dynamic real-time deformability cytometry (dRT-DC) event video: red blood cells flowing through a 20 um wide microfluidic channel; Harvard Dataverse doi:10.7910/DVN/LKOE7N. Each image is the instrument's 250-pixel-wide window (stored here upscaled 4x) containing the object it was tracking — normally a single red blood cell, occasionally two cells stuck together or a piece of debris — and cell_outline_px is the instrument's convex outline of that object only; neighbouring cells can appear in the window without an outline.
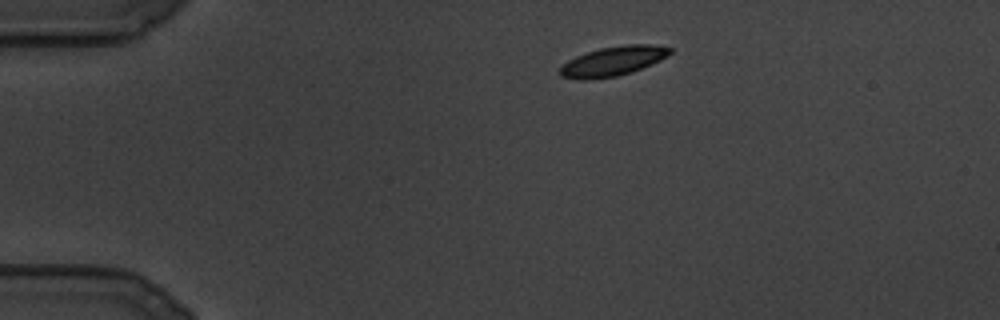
{"species": "common noctule bat (a hibernating species)", "species_latin": "Nyctalus noctula", "temperature_condition": "cold", "stored_images_in_passage": 91, "camera_frame_rate_fps": 3000, "um_per_image_px": 0.085, "animal": {"sex": "male", "body_mass_g": 19.5, "forearm_length_mm": 54.6}, "frame": {"image": 1, "passage_image": 1, "time_ms": 0.0, "image_size_px": [1000, 320], "cell_outline_px": [[672, 52], [668, 56], [660, 60], [640, 68], [616, 76], [588, 80], [580, 80], [560, 76], [560, 68], [568, 60], [576, 56], [600, 48], [624, 44], [652, 44], [672, 48]], "centroid_in_image_um": [52.1, 5.19], "position_along_channel_um": 32.9, "area_um2": 18.73}}
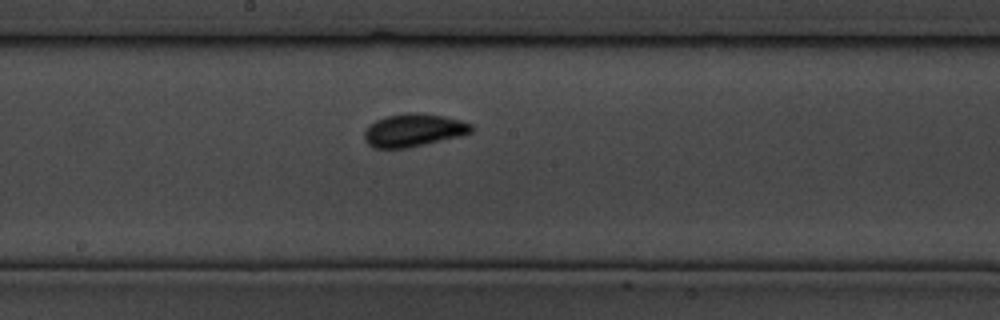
{"frame": {"image": 2, "passage_image": 40, "time_ms": 13.0, "image_size_px": [1000, 320], "cell_outline_px": [[472, 132], [460, 136], [408, 148], [372, 148], [364, 140], [364, 132], [376, 120], [384, 116], [408, 112], [420, 112], [444, 116], [460, 120], [472, 124]], "centroid_in_image_um": [35.15, 11.06], "position_along_channel_um": 213.1, "area_um2": 20.58}}
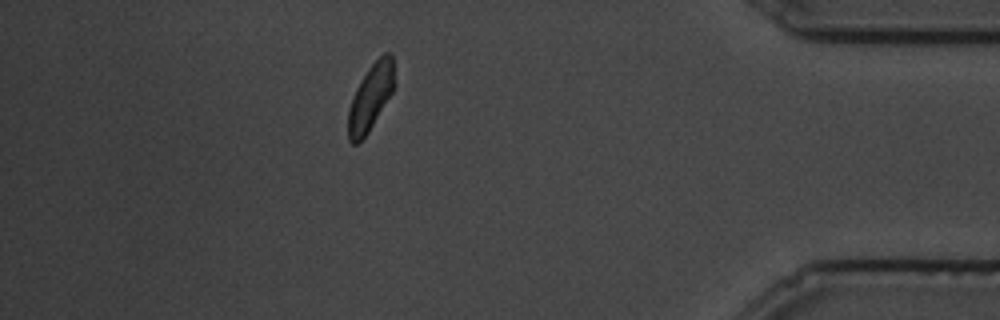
{"frame": {"image": 3, "passage_image": 78, "time_ms": 25.667, "image_size_px": [1000, 320], "cell_outline_px": [[396, 84], [392, 92], [368, 132], [356, 144], [352, 144], [348, 140], [348, 108], [356, 88], [368, 68], [384, 52], [388, 52], [392, 56]], "centroid_in_image_um": [31.5, 8.25], "position_along_channel_um": 403.7, "area_um2": 17.74}}